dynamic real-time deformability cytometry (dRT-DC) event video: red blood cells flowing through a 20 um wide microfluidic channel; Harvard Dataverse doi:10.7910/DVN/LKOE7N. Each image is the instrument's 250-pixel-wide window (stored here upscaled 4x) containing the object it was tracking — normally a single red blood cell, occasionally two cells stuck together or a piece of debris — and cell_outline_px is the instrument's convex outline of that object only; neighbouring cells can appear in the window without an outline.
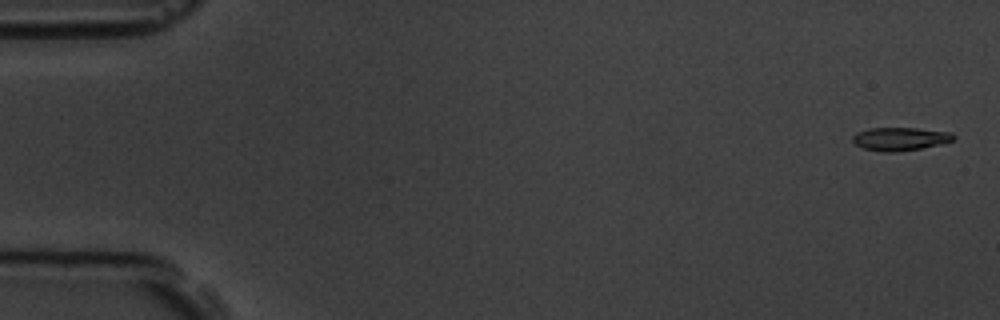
{"species": "common noctule bat (a hibernating species)", "species_latin": "Nyctalus noctula", "temperature_condition": "room temperature", "stored_images_in_passage": 6, "camera_frame_rate_fps": 3000, "um_per_image_px": 0.085, "animal": {"sex": "male", "body_mass_g": 19.5, "forearm_length_mm": 54.6}, "frame": {"image": 1, "passage_image": 1, "time_ms": 0.0, "image_size_px": [1000, 320], "cell_outline_px": [[956, 136], [952, 140], [940, 144], [920, 148], [896, 152], [884, 152], [864, 148], [856, 144], [852, 140], [852, 136], [856, 132], [868, 128], [916, 128], [952, 132]], "centroid_in_image_um": [76.5, 11.79], "position_along_channel_um": 8.5, "area_um2": 13.58}}
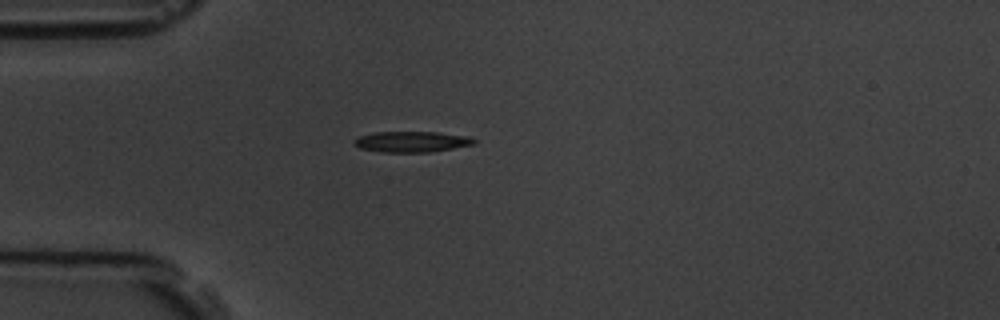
{"frame": {"image": 2, "passage_image": 5, "time_ms": 4.667, "image_size_px": [1000, 320], "cell_outline_px": [[476, 144], [428, 152], [380, 152], [360, 148], [352, 144], [352, 140], [360, 136], [376, 132], [436, 132], [468, 136], [476, 140]], "centroid_in_image_um": [34.96, 12.04], "position_along_channel_um": 50.0, "area_um2": 14.51}}